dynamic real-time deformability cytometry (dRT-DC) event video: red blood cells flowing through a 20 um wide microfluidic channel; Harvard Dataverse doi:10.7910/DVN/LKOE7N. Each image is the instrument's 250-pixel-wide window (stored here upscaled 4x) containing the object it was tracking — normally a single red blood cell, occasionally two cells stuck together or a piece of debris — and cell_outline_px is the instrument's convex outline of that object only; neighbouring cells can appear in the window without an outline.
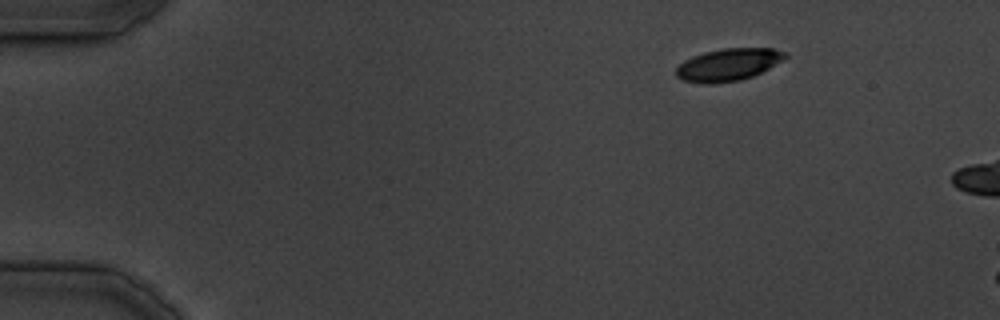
{"species": "common noctule bat (a hibernating species)", "species_latin": "Nyctalus noctula", "temperature_condition": "cold", "stored_images_in_passage": 5, "camera_frame_rate_fps": 3000, "um_per_image_px": 0.085, "animal": {"sex": "male", "body_mass_g": 19.5, "forearm_length_mm": 54.6}, "frame": {"image": 1, "passage_image": 1, "time_ms": 0.0, "image_size_px": [1000, 320], "cell_outline_px": [[788, 56], [768, 68], [752, 76], [740, 80], [712, 84], [700, 84], [680, 80], [676, 76], [676, 68], [684, 60], [692, 56], [704, 52], [720, 48], [772, 48], [784, 52]], "centroid_in_image_um": [61.83, 5.5], "position_along_channel_um": 23.2, "area_um2": 20.58}}